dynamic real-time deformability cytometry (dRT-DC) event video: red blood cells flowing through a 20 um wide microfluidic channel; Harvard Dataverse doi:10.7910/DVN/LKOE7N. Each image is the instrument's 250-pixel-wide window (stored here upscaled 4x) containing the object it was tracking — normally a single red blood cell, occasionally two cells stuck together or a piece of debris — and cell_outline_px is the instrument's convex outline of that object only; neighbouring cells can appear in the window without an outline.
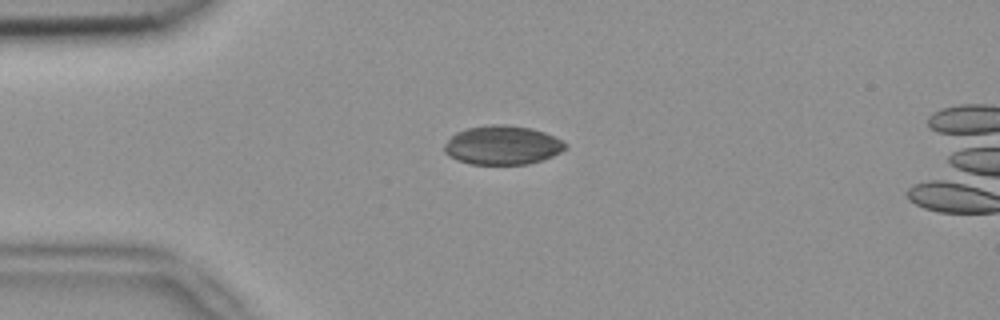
{"species": "common noctule bat (a hibernating species)", "species_latin": "Nyctalus noctula", "temperature_condition": "room temperature", "stored_images_in_passage": 4, "camera_frame_rate_fps": 3000, "um_per_image_px": 0.085, "animal": {"sex": "female", "body_mass_g": 18.4}, "frame": {"image": 1, "passage_image": 2, "time_ms": 0.333, "image_size_px": [1000, 320], "cell_outline_px": [[568, 148], [552, 156], [528, 164], [472, 164], [456, 160], [448, 156], [444, 152], [444, 144], [456, 132], [468, 128], [492, 124], [504, 124], [532, 128], [544, 132], [568, 144]], "centroid_in_image_um": [42.69, 12.34], "position_along_channel_um": 42.3, "area_um2": 27.46}}